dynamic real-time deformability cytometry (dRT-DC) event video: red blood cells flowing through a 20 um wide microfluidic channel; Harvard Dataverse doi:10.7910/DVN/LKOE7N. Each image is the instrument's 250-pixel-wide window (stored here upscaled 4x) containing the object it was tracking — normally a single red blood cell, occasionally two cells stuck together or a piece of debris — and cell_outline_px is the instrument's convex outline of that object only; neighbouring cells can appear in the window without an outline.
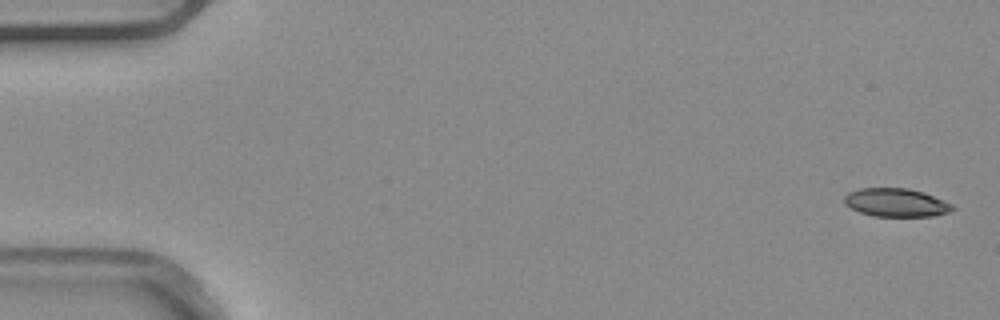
{"species": "common noctule bat (a hibernating species)", "species_latin": "Nyctalus noctula", "temperature_condition": "warm", "stored_images_in_passage": 5, "segment_of_instrument_passage": [2, 2], "camera_frame_rate_fps": 3000, "um_per_image_px": 0.085, "animal": {"sex": "male", "body_mass_g": 20.4}, "frame": {"image": 1, "passage_image": 5, "time_ms": 1.333, "image_size_px": [1000, 320], "cell_outline_px": [[956, 208], [948, 212], [936, 216], [872, 216], [860, 212], [844, 204], [844, 196], [848, 192], [860, 188], [908, 188], [924, 192], [952, 204]], "centroid_in_image_um": [76.16, 17.21], "position_along_channel_um": 8.8, "area_um2": 17.92}}